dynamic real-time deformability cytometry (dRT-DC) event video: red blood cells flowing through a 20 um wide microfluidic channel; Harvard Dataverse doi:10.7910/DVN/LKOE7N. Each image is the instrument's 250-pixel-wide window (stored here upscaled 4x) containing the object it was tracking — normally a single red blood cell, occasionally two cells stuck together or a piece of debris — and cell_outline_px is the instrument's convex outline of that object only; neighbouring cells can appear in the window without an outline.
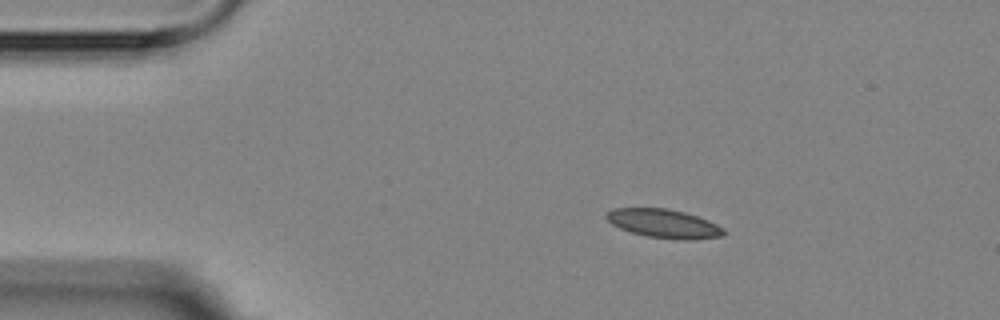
{"species": "Egyptian fruit bat (a non-hibernating species)", "species_latin": "Rousettus aegyptiacus", "temperature_condition": "room temperature", "stored_images_in_passage": 5, "camera_frame_rate_fps": 3000, "um_per_image_px": 0.085, "animal": {"sex": "female"}, "frame": {"image": 1, "passage_image": 2, "time_ms": 1.333, "image_size_px": [1000, 320], "cell_outline_px": [[724, 236], [692, 240], [676, 240], [648, 236], [632, 232], [620, 228], [612, 224], [604, 216], [612, 208], [668, 208], [684, 212], [708, 220], [724, 228]], "centroid_in_image_um": [56.44, 19.01], "position_along_channel_um": 28.6, "area_um2": 19.65}}
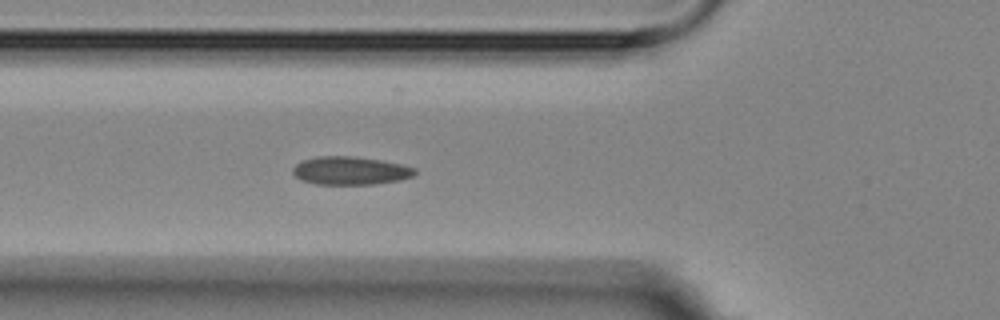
{"frame": {"image": 2, "passage_image": 5, "time_ms": 4.667, "image_size_px": [1000, 320], "cell_outline_px": [[416, 172], [412, 176], [400, 180], [372, 184], [316, 184], [300, 180], [292, 172], [292, 168], [296, 164], [304, 160], [320, 156], [352, 156], [380, 160], [400, 164], [416, 168]], "centroid_in_image_um": [29.76, 14.51], "position_along_channel_um": 96.0, "area_um2": 19.88}}